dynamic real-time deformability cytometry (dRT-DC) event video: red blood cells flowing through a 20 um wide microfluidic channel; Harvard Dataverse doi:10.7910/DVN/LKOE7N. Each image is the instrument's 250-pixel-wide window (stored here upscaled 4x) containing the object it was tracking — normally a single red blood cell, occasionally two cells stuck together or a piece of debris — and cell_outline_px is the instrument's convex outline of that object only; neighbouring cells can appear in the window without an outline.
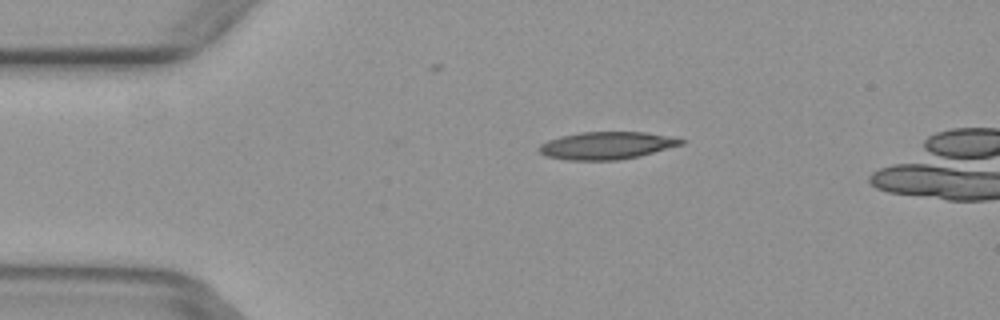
{"species": "common noctule bat (a hibernating species)", "species_latin": "Nyctalus noctula", "temperature_condition": "warm", "stored_images_in_passage": 5, "camera_frame_rate_fps": 3000, "um_per_image_px": 0.085, "animal": {"sex": "female", "body_mass_g": 29.2, "forearm_length_mm": 56.3}, "frame": {"image": 1, "passage_image": 3, "time_ms": 0.667, "image_size_px": [1000, 320], "cell_outline_px": [[684, 144], [620, 160], [568, 160], [544, 156], [536, 148], [540, 144], [548, 140], [560, 136], [580, 132], [644, 132], [684, 140]], "centroid_in_image_um": [51.46, 12.37], "position_along_channel_um": 33.5, "area_um2": 22.48}}